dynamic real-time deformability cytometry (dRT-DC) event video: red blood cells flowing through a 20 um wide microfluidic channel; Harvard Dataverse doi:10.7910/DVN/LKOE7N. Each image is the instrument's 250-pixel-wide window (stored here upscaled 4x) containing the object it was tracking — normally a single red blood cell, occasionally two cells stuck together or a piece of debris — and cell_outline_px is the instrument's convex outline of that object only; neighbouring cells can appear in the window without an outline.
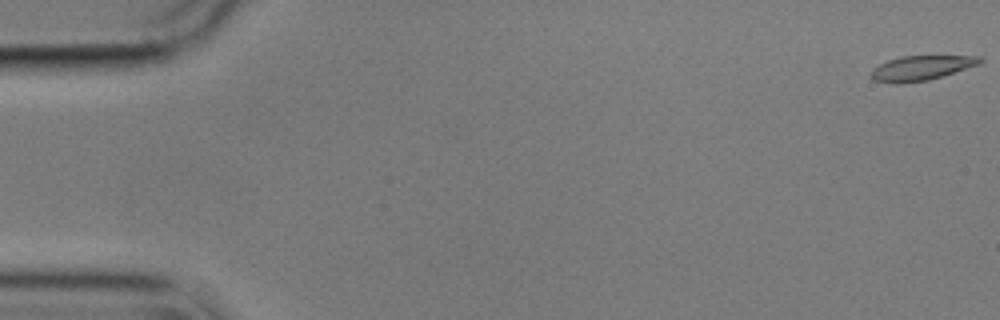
{"species": "common noctule bat (a hibernating species)", "species_latin": "Nyctalus noctula", "temperature_condition": "cold", "stored_images_in_passage": 56, "camera_frame_rate_fps": 3000, "um_per_image_px": 0.085, "animal": {"sex": "male", "body_mass_g": 17.9}, "frame": {"image": 1, "passage_image": 1, "time_ms": 0.0, "image_size_px": [1000, 320], "cell_outline_px": [[984, 60], [980, 64], [944, 76], [928, 80], [900, 84], [896, 84], [872, 80], [872, 68], [888, 60], [900, 56], [980, 56]], "centroid_in_image_um": [78.32, 5.78], "position_along_channel_um": 6.7, "area_um2": 15.78}}
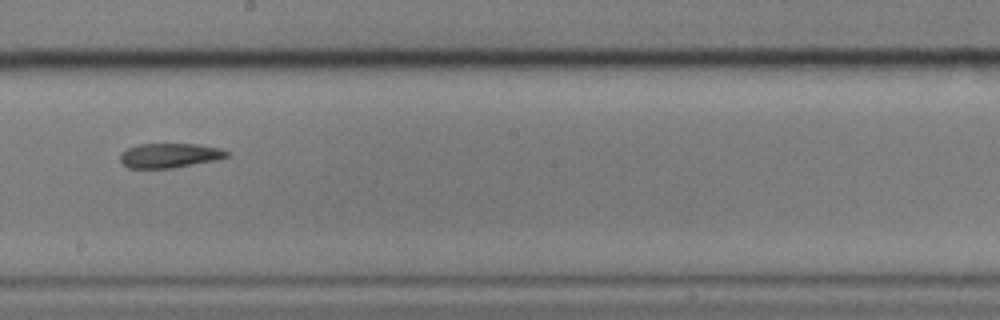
{"frame": {"image": 2, "passage_image": 32, "time_ms": 10.333, "image_size_px": [1000, 320], "cell_outline_px": [[228, 156], [216, 160], [172, 168], [128, 168], [120, 164], [120, 152], [128, 148], [140, 144], [196, 144], [220, 148], [228, 152]], "centroid_in_image_um": [14.36, 13.22], "position_along_channel_um": 233.8, "area_um2": 15.26}}
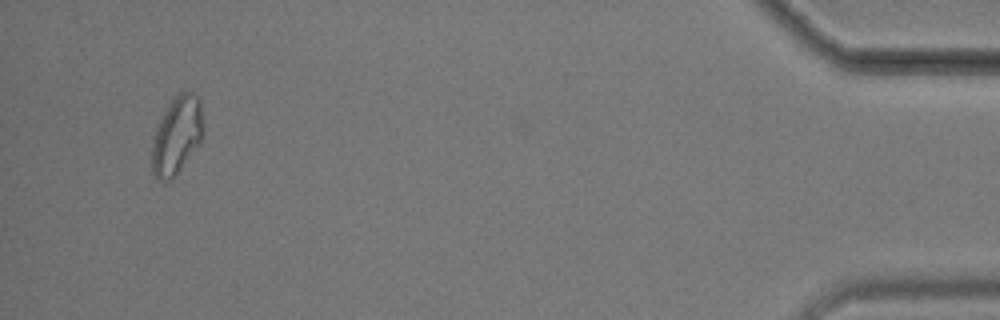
{"frame": {"image": 3, "passage_image": 54, "time_ms": 17.667, "image_size_px": [1000, 320], "cell_outline_px": [[204, 132], [200, 144], [172, 180], [164, 180], [156, 176], [152, 172], [152, 140], [156, 128], [160, 120], [172, 100], [180, 92], [192, 92], [200, 100]], "centroid_in_image_um": [15.05, 11.53], "position_along_channel_um": 420.1, "area_um2": 23.06}, "authors_computed_cell_mechanics": {"area_um2": 16.5886, "velocity_mm_per_s": 3.5657, "shape_relaxation_time_tau1_ms": null, "shape_relaxation_time_tau2_ms": 5.8404, "deformation_change_tau1": null, "deformation_change_tau2": 0.115}}